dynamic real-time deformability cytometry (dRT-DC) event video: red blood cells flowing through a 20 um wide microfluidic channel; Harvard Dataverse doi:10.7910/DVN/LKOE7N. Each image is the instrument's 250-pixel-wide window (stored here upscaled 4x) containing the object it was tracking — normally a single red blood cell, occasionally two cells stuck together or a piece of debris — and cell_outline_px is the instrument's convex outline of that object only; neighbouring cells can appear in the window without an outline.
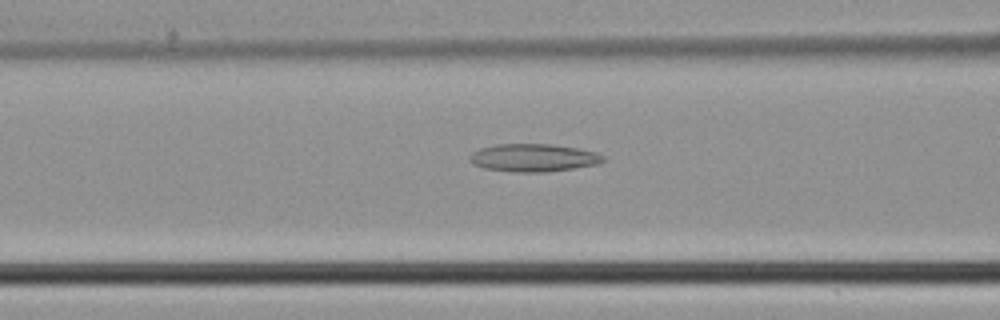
{"species": "common noctule bat (a hibernating species)", "species_latin": "Nyctalus noctula", "temperature_condition": "cold", "stored_images_in_passage": 40, "camera_frame_rate_fps": 3000, "um_per_image_px": 0.085, "animal": {"sex": "male", "body_mass_g": 21.5, "forearm_length_mm": 52.0}, "frame": {"image": 1, "passage_image": 13, "time_ms": 4.0, "image_size_px": [1000, 320], "cell_outline_px": [[604, 160], [596, 164], [572, 168], [544, 172], [516, 172], [484, 168], [472, 164], [468, 160], [468, 156], [472, 152], [480, 148], [496, 144], [552, 144], [576, 148], [596, 152], [604, 156]], "centroid_in_image_um": [45.28, 13.4], "position_along_channel_um": 121.3, "area_um2": 21.56}}
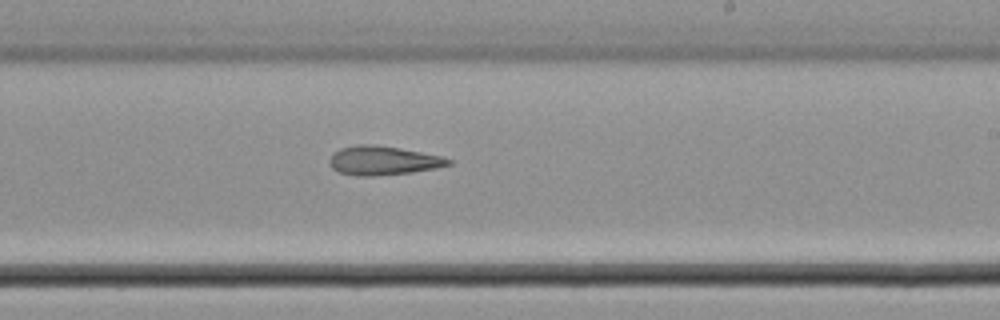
{"frame": {"image": 2, "passage_image": 22, "time_ms": 7.0, "image_size_px": [1000, 320], "cell_outline_px": [[452, 164], [436, 168], [412, 172], [372, 176], [356, 176], [340, 172], [332, 168], [328, 160], [332, 152], [340, 148], [356, 144], [376, 144], [400, 148], [444, 156], [452, 160]], "centroid_in_image_um": [32.55, 13.63], "position_along_channel_um": 256.4, "area_um2": 20.35}}
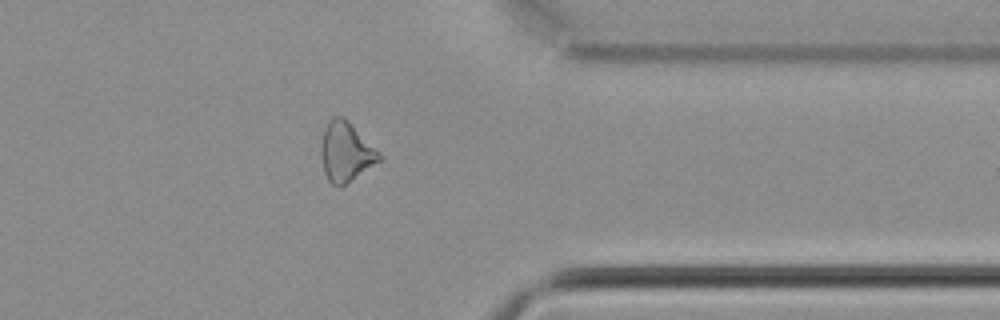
{"frame": {"image": 3, "passage_image": 31, "time_ms": 10.0, "image_size_px": [1000, 320], "cell_outline_px": [[384, 160], [340, 188], [332, 184], [328, 180], [324, 172], [320, 156], [320, 144], [324, 128], [332, 116], [344, 116], [384, 156]], "centroid_in_image_um": [29.42, 12.93], "position_along_channel_um": 382.0, "area_um2": 20.81}}